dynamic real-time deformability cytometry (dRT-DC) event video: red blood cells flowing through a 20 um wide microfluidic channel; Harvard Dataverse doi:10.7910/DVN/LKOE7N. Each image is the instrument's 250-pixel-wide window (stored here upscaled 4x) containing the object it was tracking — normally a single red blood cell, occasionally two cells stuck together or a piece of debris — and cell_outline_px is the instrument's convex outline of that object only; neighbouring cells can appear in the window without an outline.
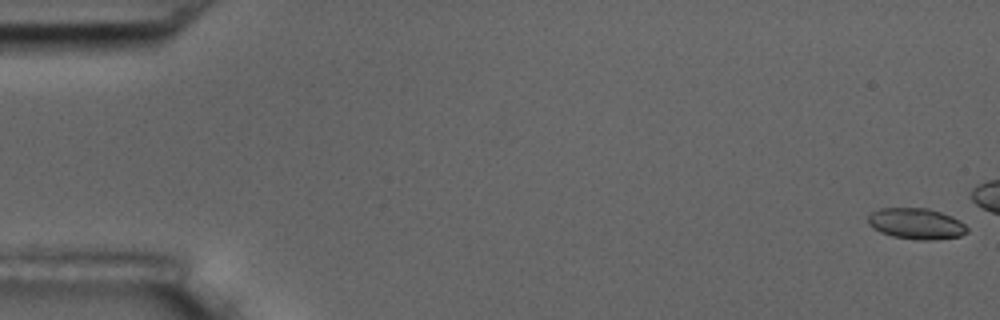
{"species": "common noctule bat (a hibernating species)", "species_latin": "Nyctalus noctula", "temperature_condition": "room temperature", "stored_images_in_passage": 9, "camera_frame_rate_fps": 3000, "um_per_image_px": 0.085, "animal": {"sex": "male", "body_mass_g": 17.5, "forearm_length_mm": 52.3}, "frame": {"image": 1, "passage_image": 1, "time_ms": 0.0, "image_size_px": [1000, 320], "cell_outline_px": [[968, 232], [960, 236], [932, 240], [916, 240], [892, 236], [880, 232], [872, 228], [868, 224], [868, 216], [872, 212], [880, 208], [928, 208], [952, 216], [960, 220], [968, 228]], "centroid_in_image_um": [77.88, 19.01], "position_along_channel_um": 7.1, "area_um2": 18.03}}